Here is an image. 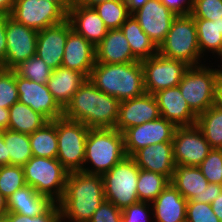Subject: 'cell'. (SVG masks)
<instances>
[{
  "label": "cell",
  "instance_id": "33",
  "mask_svg": "<svg viewBox=\"0 0 222 222\" xmlns=\"http://www.w3.org/2000/svg\"><path fill=\"white\" fill-rule=\"evenodd\" d=\"M4 142L7 155L10 157V165L24 166L33 156L28 134L4 130Z\"/></svg>",
  "mask_w": 222,
  "mask_h": 222
},
{
  "label": "cell",
  "instance_id": "48",
  "mask_svg": "<svg viewBox=\"0 0 222 222\" xmlns=\"http://www.w3.org/2000/svg\"><path fill=\"white\" fill-rule=\"evenodd\" d=\"M15 0H0V16H10Z\"/></svg>",
  "mask_w": 222,
  "mask_h": 222
},
{
  "label": "cell",
  "instance_id": "45",
  "mask_svg": "<svg viewBox=\"0 0 222 222\" xmlns=\"http://www.w3.org/2000/svg\"><path fill=\"white\" fill-rule=\"evenodd\" d=\"M168 9L172 10L176 15H189L192 10V0H160ZM187 2V6L183 4ZM187 7V8H186Z\"/></svg>",
  "mask_w": 222,
  "mask_h": 222
},
{
  "label": "cell",
  "instance_id": "27",
  "mask_svg": "<svg viewBox=\"0 0 222 222\" xmlns=\"http://www.w3.org/2000/svg\"><path fill=\"white\" fill-rule=\"evenodd\" d=\"M53 203L48 196L39 194L30 185L16 190L7 198L8 212L29 217L43 214Z\"/></svg>",
  "mask_w": 222,
  "mask_h": 222
},
{
  "label": "cell",
  "instance_id": "2",
  "mask_svg": "<svg viewBox=\"0 0 222 222\" xmlns=\"http://www.w3.org/2000/svg\"><path fill=\"white\" fill-rule=\"evenodd\" d=\"M104 200L102 175L88 174L82 171L70 172L64 195L58 202L61 219L68 218L73 222H89Z\"/></svg>",
  "mask_w": 222,
  "mask_h": 222
},
{
  "label": "cell",
  "instance_id": "26",
  "mask_svg": "<svg viewBox=\"0 0 222 222\" xmlns=\"http://www.w3.org/2000/svg\"><path fill=\"white\" fill-rule=\"evenodd\" d=\"M86 79L82 73L61 66L52 70L47 87L54 100L64 109Z\"/></svg>",
  "mask_w": 222,
  "mask_h": 222
},
{
  "label": "cell",
  "instance_id": "31",
  "mask_svg": "<svg viewBox=\"0 0 222 222\" xmlns=\"http://www.w3.org/2000/svg\"><path fill=\"white\" fill-rule=\"evenodd\" d=\"M196 126L201 130L212 149H222V109L211 106L199 114Z\"/></svg>",
  "mask_w": 222,
  "mask_h": 222
},
{
  "label": "cell",
  "instance_id": "35",
  "mask_svg": "<svg viewBox=\"0 0 222 222\" xmlns=\"http://www.w3.org/2000/svg\"><path fill=\"white\" fill-rule=\"evenodd\" d=\"M108 29H120L131 15L124 1H105L93 6Z\"/></svg>",
  "mask_w": 222,
  "mask_h": 222
},
{
  "label": "cell",
  "instance_id": "12",
  "mask_svg": "<svg viewBox=\"0 0 222 222\" xmlns=\"http://www.w3.org/2000/svg\"><path fill=\"white\" fill-rule=\"evenodd\" d=\"M170 183L187 201L211 204L222 193V185L209 183L196 166L175 165Z\"/></svg>",
  "mask_w": 222,
  "mask_h": 222
},
{
  "label": "cell",
  "instance_id": "4",
  "mask_svg": "<svg viewBox=\"0 0 222 222\" xmlns=\"http://www.w3.org/2000/svg\"><path fill=\"white\" fill-rule=\"evenodd\" d=\"M126 156L122 132L115 128L89 129L84 163L90 162L95 168H83L82 172L103 175Z\"/></svg>",
  "mask_w": 222,
  "mask_h": 222
},
{
  "label": "cell",
  "instance_id": "21",
  "mask_svg": "<svg viewBox=\"0 0 222 222\" xmlns=\"http://www.w3.org/2000/svg\"><path fill=\"white\" fill-rule=\"evenodd\" d=\"M72 29L97 46L107 35L108 28L93 7H85L74 0L67 13Z\"/></svg>",
  "mask_w": 222,
  "mask_h": 222
},
{
  "label": "cell",
  "instance_id": "42",
  "mask_svg": "<svg viewBox=\"0 0 222 222\" xmlns=\"http://www.w3.org/2000/svg\"><path fill=\"white\" fill-rule=\"evenodd\" d=\"M8 222H61V211L58 203L54 202L43 214L29 217L8 212L6 215Z\"/></svg>",
  "mask_w": 222,
  "mask_h": 222
},
{
  "label": "cell",
  "instance_id": "25",
  "mask_svg": "<svg viewBox=\"0 0 222 222\" xmlns=\"http://www.w3.org/2000/svg\"><path fill=\"white\" fill-rule=\"evenodd\" d=\"M152 204L155 222H186L187 200L171 183Z\"/></svg>",
  "mask_w": 222,
  "mask_h": 222
},
{
  "label": "cell",
  "instance_id": "5",
  "mask_svg": "<svg viewBox=\"0 0 222 222\" xmlns=\"http://www.w3.org/2000/svg\"><path fill=\"white\" fill-rule=\"evenodd\" d=\"M23 171L26 185L53 202L58 203L62 199L69 172L57 158L32 156L23 166Z\"/></svg>",
  "mask_w": 222,
  "mask_h": 222
},
{
  "label": "cell",
  "instance_id": "20",
  "mask_svg": "<svg viewBox=\"0 0 222 222\" xmlns=\"http://www.w3.org/2000/svg\"><path fill=\"white\" fill-rule=\"evenodd\" d=\"M153 95L157 101L161 117L169 120L176 127L196 124L197 115L181 95L179 86L162 89Z\"/></svg>",
  "mask_w": 222,
  "mask_h": 222
},
{
  "label": "cell",
  "instance_id": "22",
  "mask_svg": "<svg viewBox=\"0 0 222 222\" xmlns=\"http://www.w3.org/2000/svg\"><path fill=\"white\" fill-rule=\"evenodd\" d=\"M95 63V46L72 29L67 36L62 67L78 71L88 79Z\"/></svg>",
  "mask_w": 222,
  "mask_h": 222
},
{
  "label": "cell",
  "instance_id": "16",
  "mask_svg": "<svg viewBox=\"0 0 222 222\" xmlns=\"http://www.w3.org/2000/svg\"><path fill=\"white\" fill-rule=\"evenodd\" d=\"M132 15L157 48L165 41L172 21L177 16L160 0H148Z\"/></svg>",
  "mask_w": 222,
  "mask_h": 222
},
{
  "label": "cell",
  "instance_id": "41",
  "mask_svg": "<svg viewBox=\"0 0 222 222\" xmlns=\"http://www.w3.org/2000/svg\"><path fill=\"white\" fill-rule=\"evenodd\" d=\"M186 222H221L211 204L187 201Z\"/></svg>",
  "mask_w": 222,
  "mask_h": 222
},
{
  "label": "cell",
  "instance_id": "8",
  "mask_svg": "<svg viewBox=\"0 0 222 222\" xmlns=\"http://www.w3.org/2000/svg\"><path fill=\"white\" fill-rule=\"evenodd\" d=\"M202 65L190 66L178 85L181 95L197 116L215 105L220 77L215 69Z\"/></svg>",
  "mask_w": 222,
  "mask_h": 222
},
{
  "label": "cell",
  "instance_id": "37",
  "mask_svg": "<svg viewBox=\"0 0 222 222\" xmlns=\"http://www.w3.org/2000/svg\"><path fill=\"white\" fill-rule=\"evenodd\" d=\"M26 185L22 166H0V192L8 198Z\"/></svg>",
  "mask_w": 222,
  "mask_h": 222
},
{
  "label": "cell",
  "instance_id": "57",
  "mask_svg": "<svg viewBox=\"0 0 222 222\" xmlns=\"http://www.w3.org/2000/svg\"><path fill=\"white\" fill-rule=\"evenodd\" d=\"M0 222H8L6 216H0Z\"/></svg>",
  "mask_w": 222,
  "mask_h": 222
},
{
  "label": "cell",
  "instance_id": "13",
  "mask_svg": "<svg viewBox=\"0 0 222 222\" xmlns=\"http://www.w3.org/2000/svg\"><path fill=\"white\" fill-rule=\"evenodd\" d=\"M172 143L175 165L198 167L212 150L196 124L176 127Z\"/></svg>",
  "mask_w": 222,
  "mask_h": 222
},
{
  "label": "cell",
  "instance_id": "52",
  "mask_svg": "<svg viewBox=\"0 0 222 222\" xmlns=\"http://www.w3.org/2000/svg\"><path fill=\"white\" fill-rule=\"evenodd\" d=\"M219 108L222 109V75H220L217 83V91H216V103Z\"/></svg>",
  "mask_w": 222,
  "mask_h": 222
},
{
  "label": "cell",
  "instance_id": "44",
  "mask_svg": "<svg viewBox=\"0 0 222 222\" xmlns=\"http://www.w3.org/2000/svg\"><path fill=\"white\" fill-rule=\"evenodd\" d=\"M147 202H138L122 210V222H147ZM147 210V211H146Z\"/></svg>",
  "mask_w": 222,
  "mask_h": 222
},
{
  "label": "cell",
  "instance_id": "11",
  "mask_svg": "<svg viewBox=\"0 0 222 222\" xmlns=\"http://www.w3.org/2000/svg\"><path fill=\"white\" fill-rule=\"evenodd\" d=\"M145 93L176 87L190 67L184 61L167 58L157 52L154 56L142 60Z\"/></svg>",
  "mask_w": 222,
  "mask_h": 222
},
{
  "label": "cell",
  "instance_id": "56",
  "mask_svg": "<svg viewBox=\"0 0 222 222\" xmlns=\"http://www.w3.org/2000/svg\"><path fill=\"white\" fill-rule=\"evenodd\" d=\"M49 2H72L73 0H46Z\"/></svg>",
  "mask_w": 222,
  "mask_h": 222
},
{
  "label": "cell",
  "instance_id": "29",
  "mask_svg": "<svg viewBox=\"0 0 222 222\" xmlns=\"http://www.w3.org/2000/svg\"><path fill=\"white\" fill-rule=\"evenodd\" d=\"M47 122L48 120L43 115L19 101L9 108L8 129L12 131L30 135Z\"/></svg>",
  "mask_w": 222,
  "mask_h": 222
},
{
  "label": "cell",
  "instance_id": "1",
  "mask_svg": "<svg viewBox=\"0 0 222 222\" xmlns=\"http://www.w3.org/2000/svg\"><path fill=\"white\" fill-rule=\"evenodd\" d=\"M120 101L101 92L89 79L80 86L63 109V116L90 129L115 128Z\"/></svg>",
  "mask_w": 222,
  "mask_h": 222
},
{
  "label": "cell",
  "instance_id": "38",
  "mask_svg": "<svg viewBox=\"0 0 222 222\" xmlns=\"http://www.w3.org/2000/svg\"><path fill=\"white\" fill-rule=\"evenodd\" d=\"M18 102L16 73L12 69L0 67V107L10 108Z\"/></svg>",
  "mask_w": 222,
  "mask_h": 222
},
{
  "label": "cell",
  "instance_id": "50",
  "mask_svg": "<svg viewBox=\"0 0 222 222\" xmlns=\"http://www.w3.org/2000/svg\"><path fill=\"white\" fill-rule=\"evenodd\" d=\"M9 125V109L0 107V130H7Z\"/></svg>",
  "mask_w": 222,
  "mask_h": 222
},
{
  "label": "cell",
  "instance_id": "19",
  "mask_svg": "<svg viewBox=\"0 0 222 222\" xmlns=\"http://www.w3.org/2000/svg\"><path fill=\"white\" fill-rule=\"evenodd\" d=\"M72 30L68 20L38 31L36 56L40 57L52 70L62 66L68 33Z\"/></svg>",
  "mask_w": 222,
  "mask_h": 222
},
{
  "label": "cell",
  "instance_id": "47",
  "mask_svg": "<svg viewBox=\"0 0 222 222\" xmlns=\"http://www.w3.org/2000/svg\"><path fill=\"white\" fill-rule=\"evenodd\" d=\"M10 165V157L7 155L4 142V130H0V166Z\"/></svg>",
  "mask_w": 222,
  "mask_h": 222
},
{
  "label": "cell",
  "instance_id": "39",
  "mask_svg": "<svg viewBox=\"0 0 222 222\" xmlns=\"http://www.w3.org/2000/svg\"><path fill=\"white\" fill-rule=\"evenodd\" d=\"M198 167L209 183L222 185V149H212Z\"/></svg>",
  "mask_w": 222,
  "mask_h": 222
},
{
  "label": "cell",
  "instance_id": "40",
  "mask_svg": "<svg viewBox=\"0 0 222 222\" xmlns=\"http://www.w3.org/2000/svg\"><path fill=\"white\" fill-rule=\"evenodd\" d=\"M190 15L194 19L222 18V0H192V10Z\"/></svg>",
  "mask_w": 222,
  "mask_h": 222
},
{
  "label": "cell",
  "instance_id": "14",
  "mask_svg": "<svg viewBox=\"0 0 222 222\" xmlns=\"http://www.w3.org/2000/svg\"><path fill=\"white\" fill-rule=\"evenodd\" d=\"M175 130L176 126L161 116L156 120L130 127L123 132L125 153L132 157L146 146L172 142Z\"/></svg>",
  "mask_w": 222,
  "mask_h": 222
},
{
  "label": "cell",
  "instance_id": "32",
  "mask_svg": "<svg viewBox=\"0 0 222 222\" xmlns=\"http://www.w3.org/2000/svg\"><path fill=\"white\" fill-rule=\"evenodd\" d=\"M197 28V38L200 53L206 49L217 53L222 46V18L213 19H194Z\"/></svg>",
  "mask_w": 222,
  "mask_h": 222
},
{
  "label": "cell",
  "instance_id": "15",
  "mask_svg": "<svg viewBox=\"0 0 222 222\" xmlns=\"http://www.w3.org/2000/svg\"><path fill=\"white\" fill-rule=\"evenodd\" d=\"M38 31L6 16L7 51L4 69H14L20 63L36 55Z\"/></svg>",
  "mask_w": 222,
  "mask_h": 222
},
{
  "label": "cell",
  "instance_id": "36",
  "mask_svg": "<svg viewBox=\"0 0 222 222\" xmlns=\"http://www.w3.org/2000/svg\"><path fill=\"white\" fill-rule=\"evenodd\" d=\"M13 70L18 76L39 84H47L52 72V69L36 55L20 63Z\"/></svg>",
  "mask_w": 222,
  "mask_h": 222
},
{
  "label": "cell",
  "instance_id": "17",
  "mask_svg": "<svg viewBox=\"0 0 222 222\" xmlns=\"http://www.w3.org/2000/svg\"><path fill=\"white\" fill-rule=\"evenodd\" d=\"M18 101L43 115L48 121L63 116V109L54 100L47 84L22 78L16 74Z\"/></svg>",
  "mask_w": 222,
  "mask_h": 222
},
{
  "label": "cell",
  "instance_id": "24",
  "mask_svg": "<svg viewBox=\"0 0 222 222\" xmlns=\"http://www.w3.org/2000/svg\"><path fill=\"white\" fill-rule=\"evenodd\" d=\"M95 50L98 63L123 64L139 61L133 55L121 29H109L107 35L95 46Z\"/></svg>",
  "mask_w": 222,
  "mask_h": 222
},
{
  "label": "cell",
  "instance_id": "51",
  "mask_svg": "<svg viewBox=\"0 0 222 222\" xmlns=\"http://www.w3.org/2000/svg\"><path fill=\"white\" fill-rule=\"evenodd\" d=\"M147 1L148 0H124L131 14L141 8Z\"/></svg>",
  "mask_w": 222,
  "mask_h": 222
},
{
  "label": "cell",
  "instance_id": "54",
  "mask_svg": "<svg viewBox=\"0 0 222 222\" xmlns=\"http://www.w3.org/2000/svg\"><path fill=\"white\" fill-rule=\"evenodd\" d=\"M7 213V198L0 192V216H5Z\"/></svg>",
  "mask_w": 222,
  "mask_h": 222
},
{
  "label": "cell",
  "instance_id": "9",
  "mask_svg": "<svg viewBox=\"0 0 222 222\" xmlns=\"http://www.w3.org/2000/svg\"><path fill=\"white\" fill-rule=\"evenodd\" d=\"M89 127L64 116L56 119L57 159L70 172L84 168L85 144Z\"/></svg>",
  "mask_w": 222,
  "mask_h": 222
},
{
  "label": "cell",
  "instance_id": "46",
  "mask_svg": "<svg viewBox=\"0 0 222 222\" xmlns=\"http://www.w3.org/2000/svg\"><path fill=\"white\" fill-rule=\"evenodd\" d=\"M6 51V16H0V67L5 64Z\"/></svg>",
  "mask_w": 222,
  "mask_h": 222
},
{
  "label": "cell",
  "instance_id": "18",
  "mask_svg": "<svg viewBox=\"0 0 222 222\" xmlns=\"http://www.w3.org/2000/svg\"><path fill=\"white\" fill-rule=\"evenodd\" d=\"M159 117L160 112L155 96L144 93L142 96L120 101L115 129L123 133L130 127L156 120Z\"/></svg>",
  "mask_w": 222,
  "mask_h": 222
},
{
  "label": "cell",
  "instance_id": "53",
  "mask_svg": "<svg viewBox=\"0 0 222 222\" xmlns=\"http://www.w3.org/2000/svg\"><path fill=\"white\" fill-rule=\"evenodd\" d=\"M77 4L85 7H93L98 3L109 1V0H74ZM113 1H124V0H113Z\"/></svg>",
  "mask_w": 222,
  "mask_h": 222
},
{
  "label": "cell",
  "instance_id": "55",
  "mask_svg": "<svg viewBox=\"0 0 222 222\" xmlns=\"http://www.w3.org/2000/svg\"><path fill=\"white\" fill-rule=\"evenodd\" d=\"M217 54L218 55H220L221 56V58H222V46H221V49L217 52ZM217 72H218V74L219 75H222V70L220 69H215Z\"/></svg>",
  "mask_w": 222,
  "mask_h": 222
},
{
  "label": "cell",
  "instance_id": "3",
  "mask_svg": "<svg viewBox=\"0 0 222 222\" xmlns=\"http://www.w3.org/2000/svg\"><path fill=\"white\" fill-rule=\"evenodd\" d=\"M88 79L101 91L119 101L145 93L141 61L123 64L96 62Z\"/></svg>",
  "mask_w": 222,
  "mask_h": 222
},
{
  "label": "cell",
  "instance_id": "30",
  "mask_svg": "<svg viewBox=\"0 0 222 222\" xmlns=\"http://www.w3.org/2000/svg\"><path fill=\"white\" fill-rule=\"evenodd\" d=\"M29 137L34 157L57 158L56 119L48 121L43 127L30 134Z\"/></svg>",
  "mask_w": 222,
  "mask_h": 222
},
{
  "label": "cell",
  "instance_id": "28",
  "mask_svg": "<svg viewBox=\"0 0 222 222\" xmlns=\"http://www.w3.org/2000/svg\"><path fill=\"white\" fill-rule=\"evenodd\" d=\"M120 29L129 42L133 55L139 61L148 59L158 52V48L142 30L132 14L121 25Z\"/></svg>",
  "mask_w": 222,
  "mask_h": 222
},
{
  "label": "cell",
  "instance_id": "43",
  "mask_svg": "<svg viewBox=\"0 0 222 222\" xmlns=\"http://www.w3.org/2000/svg\"><path fill=\"white\" fill-rule=\"evenodd\" d=\"M89 222H122V210L113 203L104 200Z\"/></svg>",
  "mask_w": 222,
  "mask_h": 222
},
{
  "label": "cell",
  "instance_id": "6",
  "mask_svg": "<svg viewBox=\"0 0 222 222\" xmlns=\"http://www.w3.org/2000/svg\"><path fill=\"white\" fill-rule=\"evenodd\" d=\"M158 52L171 59L184 61L189 66H197L202 56L198 46L197 28L194 18L189 15H177L171 24L165 41Z\"/></svg>",
  "mask_w": 222,
  "mask_h": 222
},
{
  "label": "cell",
  "instance_id": "7",
  "mask_svg": "<svg viewBox=\"0 0 222 222\" xmlns=\"http://www.w3.org/2000/svg\"><path fill=\"white\" fill-rule=\"evenodd\" d=\"M140 168L132 157L126 156L102 175L105 200L124 208L139 201L137 180Z\"/></svg>",
  "mask_w": 222,
  "mask_h": 222
},
{
  "label": "cell",
  "instance_id": "34",
  "mask_svg": "<svg viewBox=\"0 0 222 222\" xmlns=\"http://www.w3.org/2000/svg\"><path fill=\"white\" fill-rule=\"evenodd\" d=\"M169 183L170 180L165 175L140 169L137 180L139 201L152 203Z\"/></svg>",
  "mask_w": 222,
  "mask_h": 222
},
{
  "label": "cell",
  "instance_id": "10",
  "mask_svg": "<svg viewBox=\"0 0 222 222\" xmlns=\"http://www.w3.org/2000/svg\"><path fill=\"white\" fill-rule=\"evenodd\" d=\"M72 2L46 0H15L10 17L36 31L58 25L67 20Z\"/></svg>",
  "mask_w": 222,
  "mask_h": 222
},
{
  "label": "cell",
  "instance_id": "23",
  "mask_svg": "<svg viewBox=\"0 0 222 222\" xmlns=\"http://www.w3.org/2000/svg\"><path fill=\"white\" fill-rule=\"evenodd\" d=\"M132 158L140 169L160 173L171 180L175 169L172 142L146 146L138 150Z\"/></svg>",
  "mask_w": 222,
  "mask_h": 222
},
{
  "label": "cell",
  "instance_id": "49",
  "mask_svg": "<svg viewBox=\"0 0 222 222\" xmlns=\"http://www.w3.org/2000/svg\"><path fill=\"white\" fill-rule=\"evenodd\" d=\"M211 207L215 215L222 222V193L211 203Z\"/></svg>",
  "mask_w": 222,
  "mask_h": 222
}]
</instances>
